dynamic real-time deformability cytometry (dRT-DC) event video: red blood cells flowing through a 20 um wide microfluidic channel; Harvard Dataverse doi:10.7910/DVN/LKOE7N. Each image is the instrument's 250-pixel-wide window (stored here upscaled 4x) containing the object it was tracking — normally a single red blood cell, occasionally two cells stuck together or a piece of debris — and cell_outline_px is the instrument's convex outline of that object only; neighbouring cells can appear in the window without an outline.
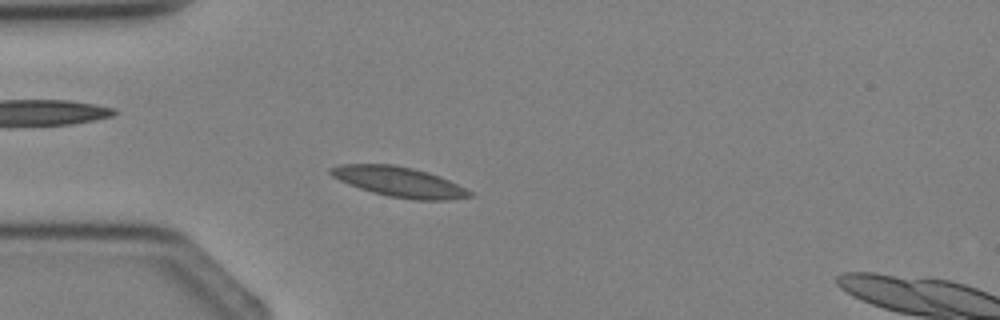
{"species": "Egyptian fruit bat (a non-hibernating species)", "species_latin": "Rousettus aegyptiacus", "temperature_condition": "cold", "stored_images_in_passage": 4, "camera_frame_rate_fps": 3000, "um_per_image_px": 0.085, "animal": {"sex": "female"}, "frame": {"image": 1, "passage_image": 3, "time_ms": 2.333, "image_size_px": [1000, 320], "cell_outline_px": [[472, 196], [448, 200], [416, 200], [388, 196], [372, 192], [348, 184], [332, 176], [328, 172], [328, 168], [340, 164], [392, 164], [412, 168], [428, 172], [440, 176], [472, 192]], "centroid_in_image_um": [33.89, 15.45], "position_along_channel_um": 51.1, "area_um2": 24.22}}